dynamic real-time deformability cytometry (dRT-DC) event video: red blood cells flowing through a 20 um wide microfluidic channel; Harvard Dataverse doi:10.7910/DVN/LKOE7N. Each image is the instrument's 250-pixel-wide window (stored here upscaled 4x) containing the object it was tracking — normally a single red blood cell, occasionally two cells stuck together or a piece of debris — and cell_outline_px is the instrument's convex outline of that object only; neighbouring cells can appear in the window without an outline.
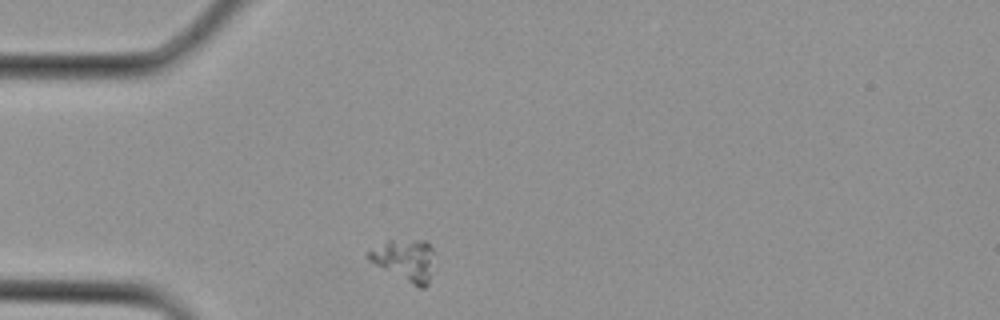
{"species": "Egyptian fruit bat (a non-hibernating species)", "species_latin": "Rousettus aegyptiacus", "temperature_condition": "cold", "stored_images_in_passage": 1, "camera_frame_rate_fps": 3000, "um_per_image_px": 0.085, "animal": {"sex": "female"}, "frame": {"image": 1, "passage_image": 1, "time_ms": 0.0, "image_size_px": [1000, 320], "cell_outline_px": [[432, 252], [428, 284], [424, 288], [416, 288], [368, 260], [368, 252], [388, 240], [424, 240], [432, 248]], "centroid_in_image_um": [34.4, 22.13], "position_along_channel_um": 50.6, "area_um2": 15.61}}